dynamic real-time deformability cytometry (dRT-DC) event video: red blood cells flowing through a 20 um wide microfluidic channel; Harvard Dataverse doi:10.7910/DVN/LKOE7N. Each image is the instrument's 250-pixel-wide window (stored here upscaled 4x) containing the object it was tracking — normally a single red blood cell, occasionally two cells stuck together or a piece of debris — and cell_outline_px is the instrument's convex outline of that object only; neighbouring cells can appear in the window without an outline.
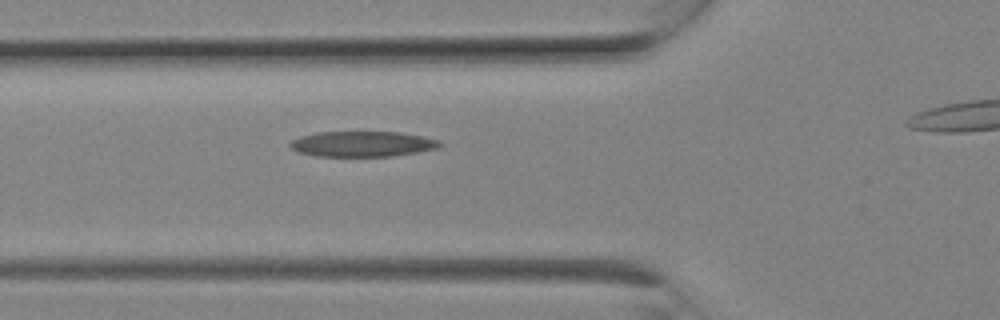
{"species": "Egyptian fruit bat (a non-hibernating species)", "species_latin": "Rousettus aegyptiacus", "temperature_condition": "room temperature", "stored_images_in_passage": 7, "camera_frame_rate_fps": 3000, "um_per_image_px": 0.085, "animal": {"sex": "female"}, "frame": {"image": 1, "passage_image": 6, "time_ms": 1.667, "image_size_px": [1000, 320], "cell_outline_px": [[440, 148], [392, 156], [316, 156], [300, 152], [292, 148], [288, 144], [292, 140], [300, 136], [316, 132], [400, 132], [424, 136], [440, 140]], "centroid_in_image_um": [30.82, 12.23], "position_along_channel_um": 95.0, "area_um2": 22.2}}